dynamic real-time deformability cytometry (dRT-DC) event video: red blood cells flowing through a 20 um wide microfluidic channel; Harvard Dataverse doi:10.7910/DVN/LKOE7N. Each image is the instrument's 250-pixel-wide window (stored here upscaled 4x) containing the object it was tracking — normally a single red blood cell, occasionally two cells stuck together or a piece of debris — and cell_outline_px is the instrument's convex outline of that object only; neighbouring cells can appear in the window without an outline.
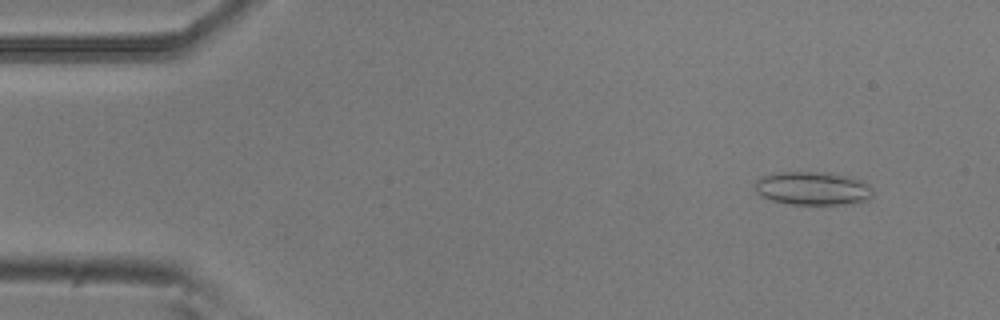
{"species": "common noctule bat (a hibernating species)", "species_latin": "Nyctalus noctula", "temperature_condition": "room temperature", "stored_images_in_passage": 53, "camera_frame_rate_fps": 3000, "um_per_image_px": 0.085, "animal": {"sex": "male", "body_mass_g": 20.5, "forearm_length_mm": 52.5}, "frame": {"image": 1, "passage_image": 5, "time_ms": 1.333, "image_size_px": [1000, 320], "cell_outline_px": [[872, 196], [868, 200], [844, 204], [792, 204], [772, 200], [760, 196], [756, 192], [756, 180], [760, 176], [780, 172], [824, 172], [844, 176], [860, 180], [868, 184], [872, 188]], "centroid_in_image_um": [69.06, 16.01], "position_along_channel_um": 15.9, "area_um2": 22.77}}
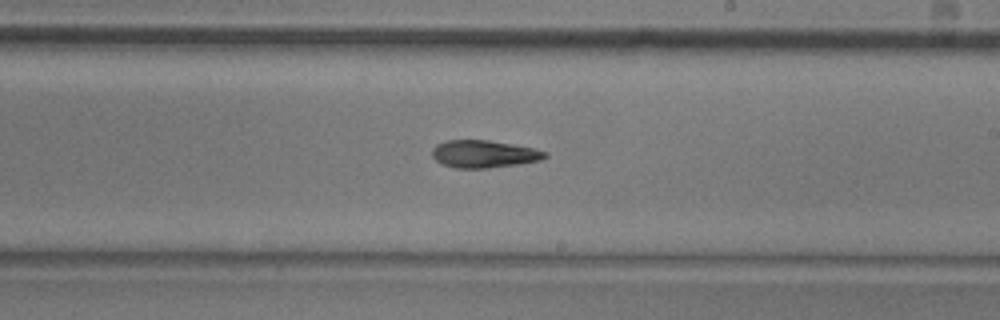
{"frame": {"image": 2, "passage_image": 31, "time_ms": 10.0, "image_size_px": [1000, 320], "cell_outline_px": [[548, 156], [540, 160], [520, 164], [488, 168], [452, 168], [436, 160], [432, 156], [432, 148], [436, 144], [448, 140], [488, 140], [512, 144], [532, 148], [548, 152]], "centroid_in_image_um": [41.13, 13.09], "position_along_channel_um": 247.9, "area_um2": 18.09}}
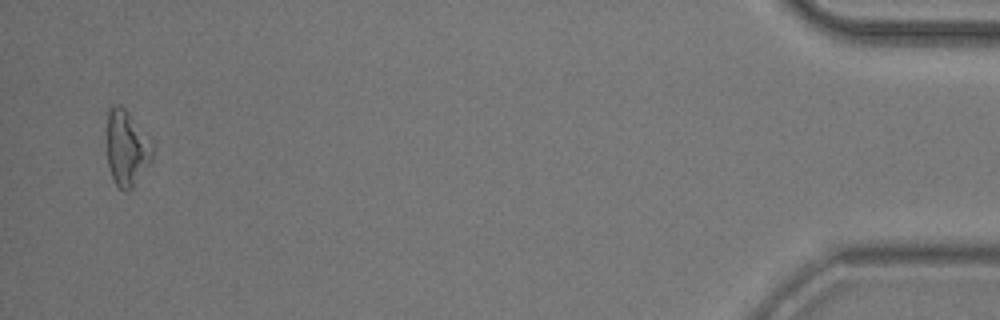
{"frame": {"image": 3, "passage_image": 52, "time_ms": 17.0, "image_size_px": [1000, 320], "cell_outline_px": [[152, 160], [132, 188], [128, 192], [124, 192], [116, 184], [112, 176], [108, 164], [104, 136], [108, 108], [116, 104], [120, 104], [128, 112], [152, 140]], "centroid_in_image_um": [10.72, 12.55], "position_along_channel_um": 424.5, "area_um2": 20.75}, "authors_computed_cell_mechanics": {"area_um2": 18.5538, "velocity_mm_per_s": 3.7658, "shape_relaxation_time_tau1_ms": 8.1778, "shape_relaxation_time_tau2_ms": null, "deformation_change_tau1": 0.2017, "deformation_change_tau2": null}}